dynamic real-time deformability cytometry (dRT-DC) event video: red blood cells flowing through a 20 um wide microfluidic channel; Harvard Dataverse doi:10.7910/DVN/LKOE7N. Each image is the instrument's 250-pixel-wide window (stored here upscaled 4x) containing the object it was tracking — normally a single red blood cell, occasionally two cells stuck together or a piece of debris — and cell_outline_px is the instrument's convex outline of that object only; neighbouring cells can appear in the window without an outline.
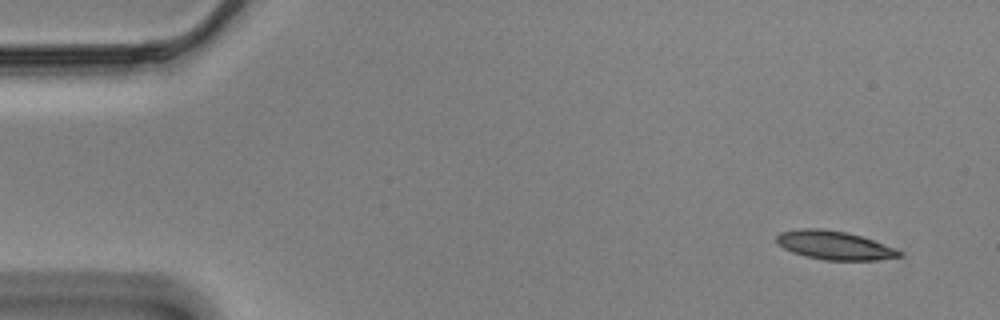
{"species": "Egyptian fruit bat (a non-hibernating species)", "species_latin": "Rousettus aegyptiacus", "temperature_condition": "cold", "stored_images_in_passage": 54, "camera_frame_rate_fps": 3000, "um_per_image_px": 0.085, "animal": {"sex": "male"}, "frame": {"image": 1, "passage_image": 1, "time_ms": 0.0, "image_size_px": [1000, 320], "cell_outline_px": [[904, 256], [876, 260], [824, 260], [804, 256], [792, 252], [776, 244], [776, 236], [780, 232], [800, 228], [820, 228], [848, 232], [872, 240], [904, 252]], "centroid_in_image_um": [70.89, 20.85], "position_along_channel_um": 14.1, "area_um2": 20.58}}
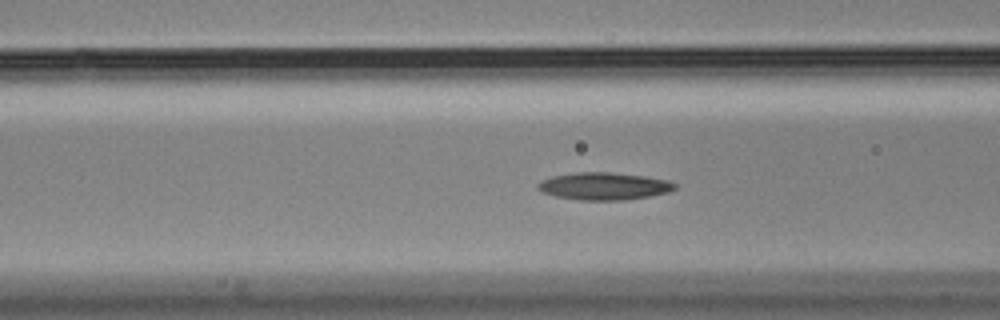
{"frame": {"image": 2, "passage_image": 19, "time_ms": 6.0, "image_size_px": [1000, 320], "cell_outline_px": [[676, 188], [668, 192], [648, 196], [624, 200], [580, 200], [556, 196], [540, 192], [536, 188], [536, 184], [540, 180], [552, 176], [576, 172], [608, 172], [644, 176], [664, 180], [676, 184]], "centroid_in_image_um": [51.25, 15.82], "position_along_channel_um": 115.3, "area_um2": 21.79}}
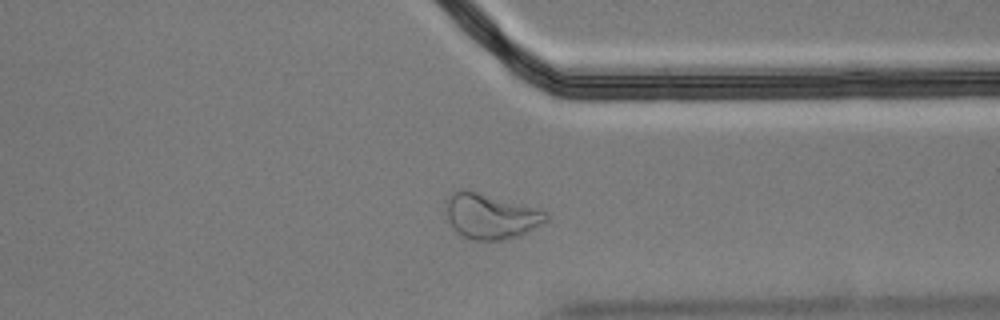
{"frame": {"image": 3, "passage_image": 41, "time_ms": 13.333, "image_size_px": [1000, 320], "cell_outline_px": [[548, 220], [520, 236], [500, 240], [472, 240], [456, 232], [452, 228], [448, 220], [448, 196], [452, 192], [460, 188], [468, 188], [536, 208], [548, 212]], "centroid_in_image_um": [41.71, 18.36], "position_along_channel_um": 369.7, "area_um2": 26.53}, "authors_computed_cell_mechanics": {"area_um2": 21.4149, "velocity_mm_per_s": 3.4827, "shape_relaxation_time_tau1_ms": null, "shape_relaxation_time_tau2_ms": 6.153, "deformation_change_tau1": null, "deformation_change_tau2": 0.1464}}